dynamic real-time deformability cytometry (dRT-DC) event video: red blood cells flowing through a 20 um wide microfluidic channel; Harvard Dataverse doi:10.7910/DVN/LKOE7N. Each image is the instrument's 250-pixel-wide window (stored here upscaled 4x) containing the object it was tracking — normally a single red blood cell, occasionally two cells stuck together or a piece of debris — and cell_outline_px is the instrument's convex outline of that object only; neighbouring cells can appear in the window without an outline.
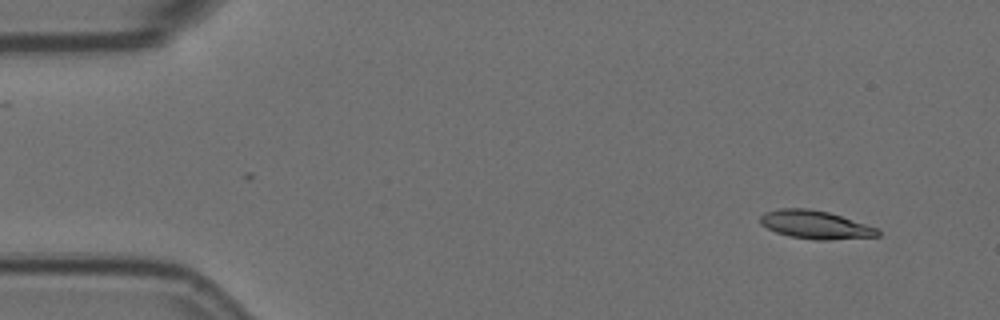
{"species": "Egyptian fruit bat (a non-hibernating species)", "species_latin": "Rousettus aegyptiacus", "temperature_condition": "room temperature", "stored_images_in_passage": 9, "camera_frame_rate_fps": 3000, "um_per_image_px": 0.085, "animal": {"sex": "female"}, "frame": {"image": 1, "passage_image": 1, "time_ms": 0.0, "image_size_px": [1000, 320], "cell_outline_px": [[880, 236], [828, 240], [816, 240], [788, 236], [776, 232], [760, 224], [760, 216], [764, 212], [776, 208], [808, 208], [828, 212], [876, 228], [880, 232]], "centroid_in_image_um": [69.25, 19.1], "position_along_channel_um": 15.8, "area_um2": 19.25}}
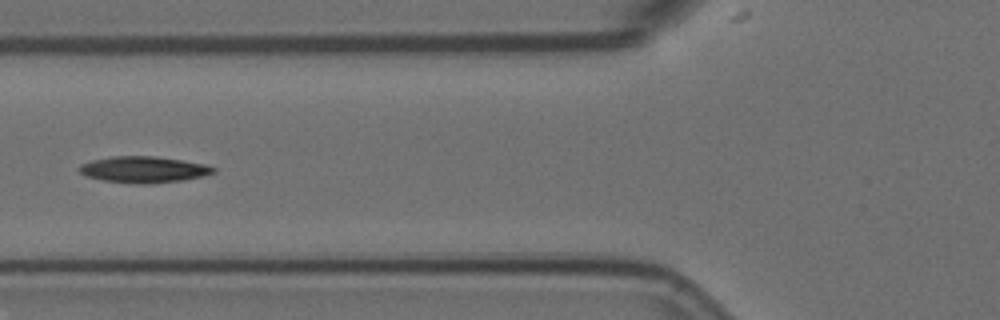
{"frame": {"image": 2, "passage_image": 6, "time_ms": 1.667, "image_size_px": [1000, 320], "cell_outline_px": [[216, 172], [204, 176], [184, 180], [148, 184], [136, 184], [104, 180], [84, 176], [76, 168], [80, 164], [92, 160], [112, 156], [156, 156], [204, 164], [216, 168]], "centroid_in_image_um": [12.19, 14.41], "position_along_channel_um": 113.6, "area_um2": 20.69}}
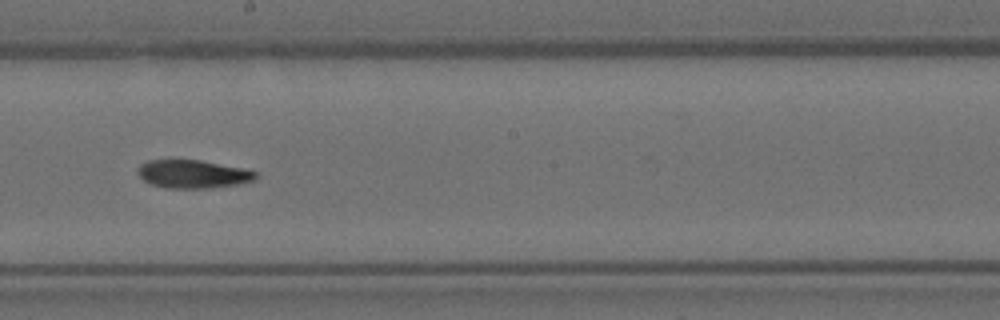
{"frame": {"image": 3, "passage_image": 9, "time_ms": 2.667, "image_size_px": [1000, 320], "cell_outline_px": [[256, 180], [240, 184], [212, 188], [164, 188], [152, 184], [144, 180], [136, 172], [140, 164], [148, 160], [200, 160], [240, 168], [256, 172]], "centroid_in_image_um": [16.38, 14.8], "position_along_channel_um": 231.8, "area_um2": 19.31}}